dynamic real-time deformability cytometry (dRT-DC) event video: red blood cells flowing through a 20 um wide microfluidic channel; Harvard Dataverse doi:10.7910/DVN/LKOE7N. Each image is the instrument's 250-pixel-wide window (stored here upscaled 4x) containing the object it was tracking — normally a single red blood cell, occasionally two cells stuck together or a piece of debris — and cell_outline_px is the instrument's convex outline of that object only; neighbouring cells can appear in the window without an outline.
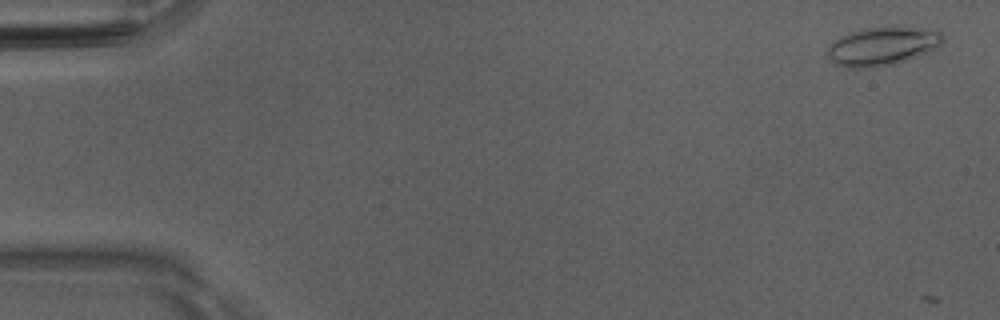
{"species": "Egyptian fruit bat (a non-hibernating species)", "species_latin": "Rousettus aegyptiacus", "temperature_condition": "room temperature", "stored_images_in_passage": 3, "camera_frame_rate_fps": 3000, "um_per_image_px": 0.085, "animal": {"sex": "male"}, "frame": {"image": 1, "passage_image": 2, "time_ms": 0.333, "image_size_px": [1000, 320], "cell_outline_px": [[944, 44], [916, 56], [892, 64], [872, 68], [844, 68], [836, 64], [828, 56], [828, 48], [840, 36], [848, 32], [864, 28], [908, 28], [940, 32], [944, 36]], "centroid_in_image_um": [74.95, 3.95], "position_along_channel_um": 10.0, "area_um2": 25.2}}